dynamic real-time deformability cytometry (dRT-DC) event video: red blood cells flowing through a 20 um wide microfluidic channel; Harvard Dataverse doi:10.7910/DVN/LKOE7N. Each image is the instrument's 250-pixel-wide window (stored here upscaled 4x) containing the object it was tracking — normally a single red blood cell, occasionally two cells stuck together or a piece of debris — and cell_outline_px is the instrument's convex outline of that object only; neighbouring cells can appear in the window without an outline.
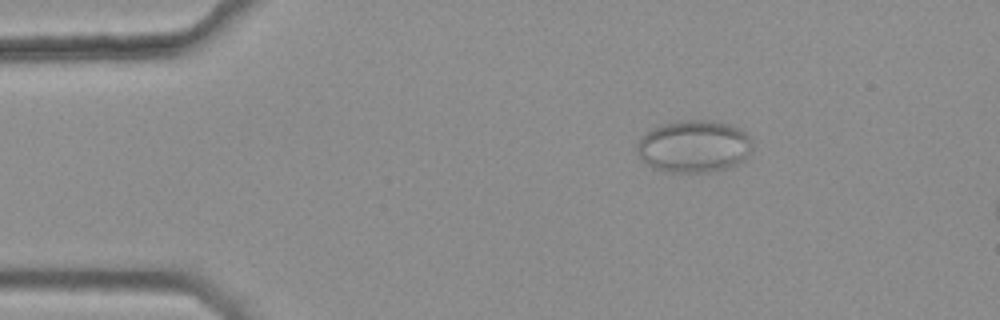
{"species": "common noctule bat (a hibernating species)", "species_latin": "Nyctalus noctula", "temperature_condition": "warm", "stored_images_in_passage": 15, "camera_frame_rate_fps": 3000, "um_per_image_px": 0.085, "animal": {"sex": "female", "body_mass_g": 25.1}, "frame": {"image": 1, "passage_image": 9, "time_ms": 2.667, "image_size_px": [1000, 320], "cell_outline_px": [[752, 152], [744, 160], [728, 168], [708, 172], [668, 172], [652, 168], [636, 152], [636, 144], [652, 128], [660, 124], [680, 120], [712, 120], [732, 124], [744, 132], [752, 140]], "centroid_in_image_um": [59.01, 12.43], "position_along_channel_um": 26.0, "area_um2": 35.43}}